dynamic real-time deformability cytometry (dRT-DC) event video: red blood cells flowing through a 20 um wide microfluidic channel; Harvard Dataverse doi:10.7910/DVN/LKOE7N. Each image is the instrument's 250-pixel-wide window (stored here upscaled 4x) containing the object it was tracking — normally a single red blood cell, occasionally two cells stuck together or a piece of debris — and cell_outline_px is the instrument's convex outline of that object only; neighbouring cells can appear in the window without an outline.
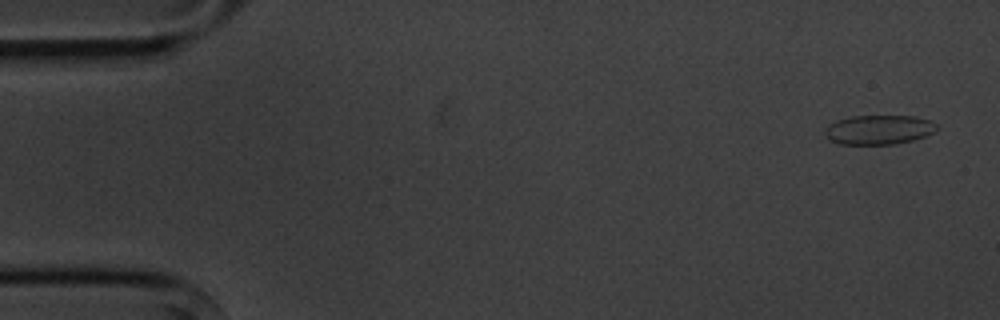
{"species": "common noctule bat (a hibernating species)", "species_latin": "Nyctalus noctula", "temperature_condition": "cold", "stored_images_in_passage": 4, "camera_frame_rate_fps": 3000, "um_per_image_px": 0.085, "animal": {"sex": "male", "body_mass_g": 20.1, "forearm_length_mm": 53.5}, "frame": {"image": 1, "passage_image": 1, "time_ms": 0.0, "image_size_px": [1000, 320], "cell_outline_px": [[940, 128], [924, 136], [912, 140], [896, 144], [840, 144], [828, 140], [824, 136], [824, 132], [828, 124], [836, 120], [852, 116], [916, 116], [928, 120], [936, 124]], "centroid_in_image_um": [74.65, 11.03], "position_along_channel_um": 10.3, "area_um2": 19.25}}
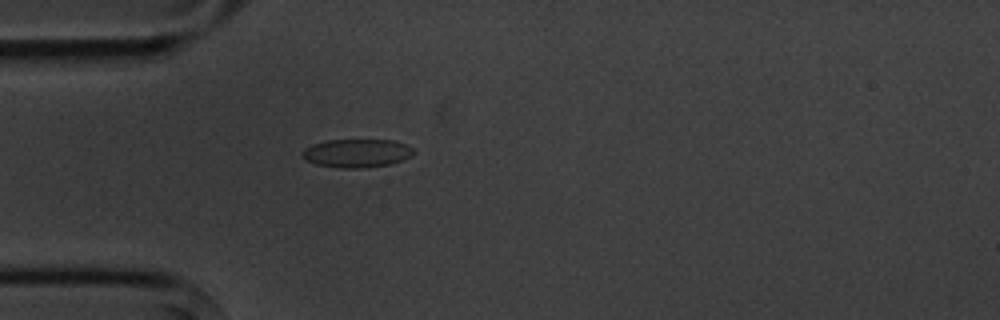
{"frame": {"image": 2, "passage_image": 4, "time_ms": 4.333, "image_size_px": [1000, 320], "cell_outline_px": [[416, 152], [412, 156], [392, 164], [364, 168], [340, 168], [316, 164], [300, 156], [300, 152], [304, 148], [312, 144], [328, 140], [392, 140], [404, 144], [412, 148]], "centroid_in_image_um": [30.32, 13.02], "position_along_channel_um": 54.7, "area_um2": 18.55}}